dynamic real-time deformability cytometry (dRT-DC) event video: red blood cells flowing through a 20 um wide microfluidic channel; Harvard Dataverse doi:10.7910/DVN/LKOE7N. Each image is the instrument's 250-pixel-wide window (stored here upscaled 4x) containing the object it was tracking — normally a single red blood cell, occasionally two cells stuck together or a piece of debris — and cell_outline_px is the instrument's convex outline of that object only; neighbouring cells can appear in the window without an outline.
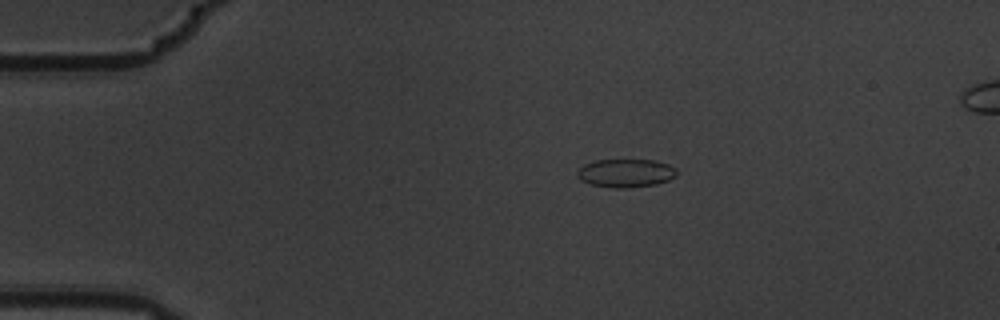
{"species": "common noctule bat (a hibernating species)", "species_latin": "Nyctalus noctula", "temperature_condition": "warm", "stored_images_in_passage": 4, "camera_frame_rate_fps": 3000, "um_per_image_px": 0.085, "animal": {"sex": "male", "body_mass_g": 19.5, "forearm_length_mm": 54.6}, "frame": {"image": 1, "passage_image": 1, "time_ms": 0.0, "image_size_px": [1000, 320], "cell_outline_px": [[676, 176], [668, 180], [656, 184], [628, 188], [612, 188], [592, 184], [580, 180], [576, 176], [576, 172], [584, 164], [596, 160], [656, 160], [668, 164], [676, 168]], "centroid_in_image_um": [53.18, 14.71], "position_along_channel_um": 31.8, "area_um2": 16.47}}
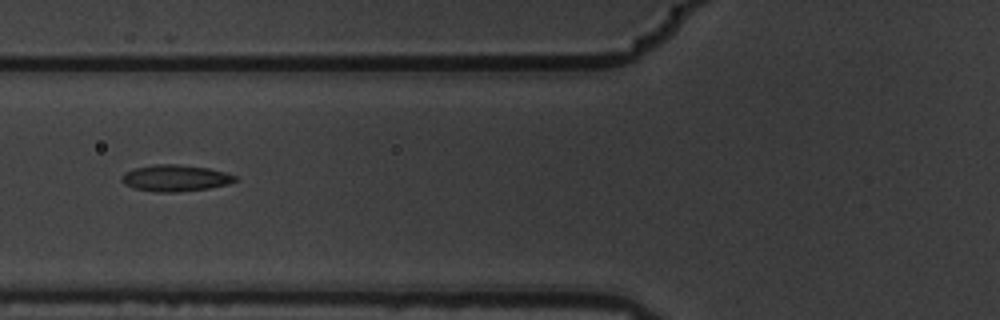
{"frame": {"image": 2, "passage_image": 4, "time_ms": 1.0, "image_size_px": [1000, 320], "cell_outline_px": [[236, 180], [228, 184], [208, 188], [176, 192], [156, 192], [136, 188], [124, 184], [120, 180], [120, 176], [124, 172], [132, 168], [156, 164], [180, 164], [208, 168], [224, 172], [236, 176]], "centroid_in_image_um": [14.85, 15.12], "position_along_channel_um": 111.0, "area_um2": 17.51}}